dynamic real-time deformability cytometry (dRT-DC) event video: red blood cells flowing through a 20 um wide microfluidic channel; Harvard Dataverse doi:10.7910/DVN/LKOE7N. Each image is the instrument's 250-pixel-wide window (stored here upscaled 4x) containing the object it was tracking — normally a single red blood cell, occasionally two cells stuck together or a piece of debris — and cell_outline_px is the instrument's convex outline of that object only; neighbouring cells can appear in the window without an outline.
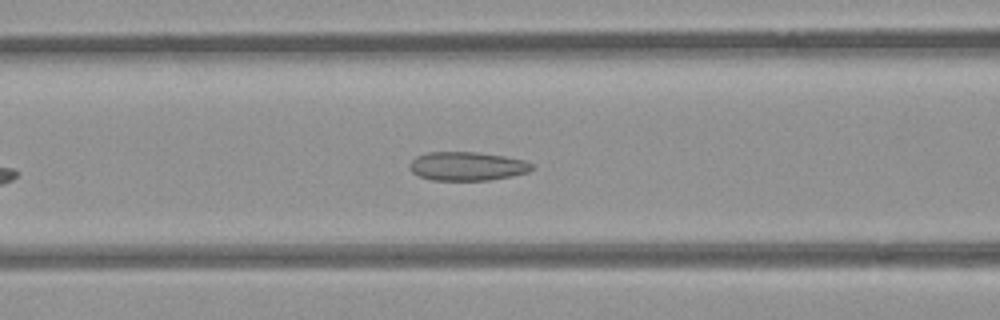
{"species": "common noctule bat (a hibernating species)", "species_latin": "Nyctalus noctula", "temperature_condition": "room temperature", "stored_images_in_passage": 39, "camera_frame_rate_fps": 3000, "um_per_image_px": 0.085, "animal": {"sex": "female", "body_mass_g": 21.9}, "frame": {"image": 1, "passage_image": 12, "time_ms": 3.667, "image_size_px": [1000, 320], "cell_outline_px": [[532, 168], [528, 172], [488, 180], [432, 180], [420, 176], [412, 172], [412, 160], [416, 156], [428, 152], [476, 152], [504, 156], [524, 160], [532, 164]], "centroid_in_image_um": [39.71, 14.12], "position_along_channel_um": 126.9, "area_um2": 20.11}}
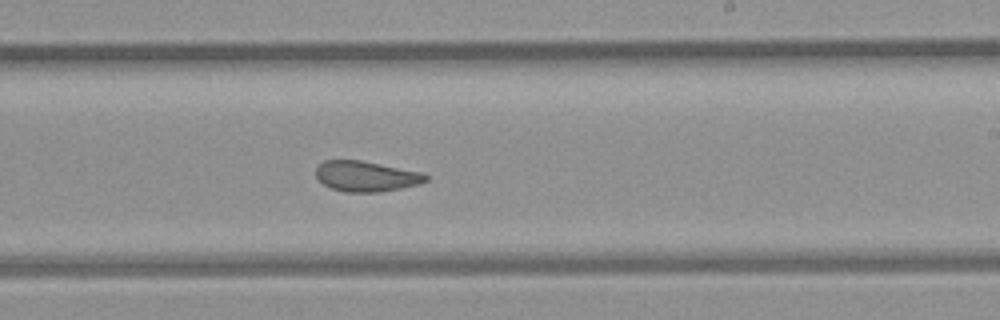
{"frame": {"image": 2, "passage_image": 22, "time_ms": 7.0, "image_size_px": [1000, 320], "cell_outline_px": [[428, 180], [416, 184], [400, 188], [380, 192], [348, 192], [332, 188], [324, 184], [316, 176], [316, 168], [324, 160], [360, 160], [424, 172], [428, 176]], "centroid_in_image_um": [31.14, 14.97], "position_along_channel_um": 257.9, "area_um2": 19.36}}
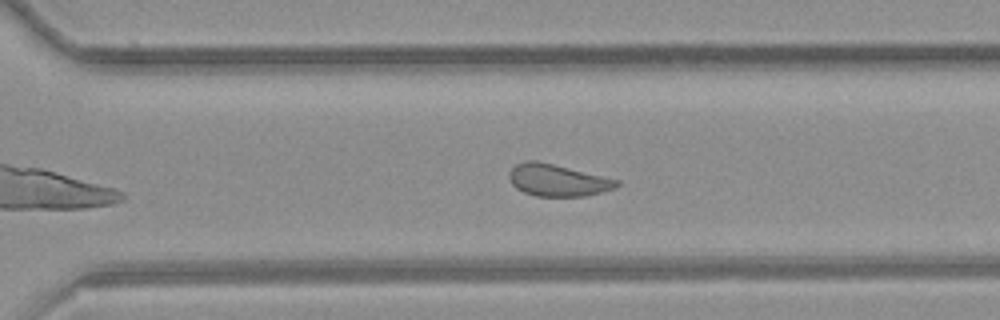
{"frame": {"image": 3, "passage_image": 27, "time_ms": 8.667, "image_size_px": [1000, 320], "cell_outline_px": [[620, 184], [616, 188], [584, 196], [536, 196], [524, 192], [516, 188], [512, 184], [508, 176], [508, 172], [516, 164], [524, 160], [536, 160], [620, 180]], "centroid_in_image_um": [47.37, 15.31], "position_along_channel_um": 323.2, "area_um2": 20.0}, "authors_computed_cell_mechanics": {"area_um2": 20.519, "velocity_mm_per_s": 3.9264, "shape_relaxation_time_tau1_ms": null, "shape_relaxation_time_tau2_ms": 1.767, "deformation_change_tau1": null, "deformation_change_tau2": 0.0865}}